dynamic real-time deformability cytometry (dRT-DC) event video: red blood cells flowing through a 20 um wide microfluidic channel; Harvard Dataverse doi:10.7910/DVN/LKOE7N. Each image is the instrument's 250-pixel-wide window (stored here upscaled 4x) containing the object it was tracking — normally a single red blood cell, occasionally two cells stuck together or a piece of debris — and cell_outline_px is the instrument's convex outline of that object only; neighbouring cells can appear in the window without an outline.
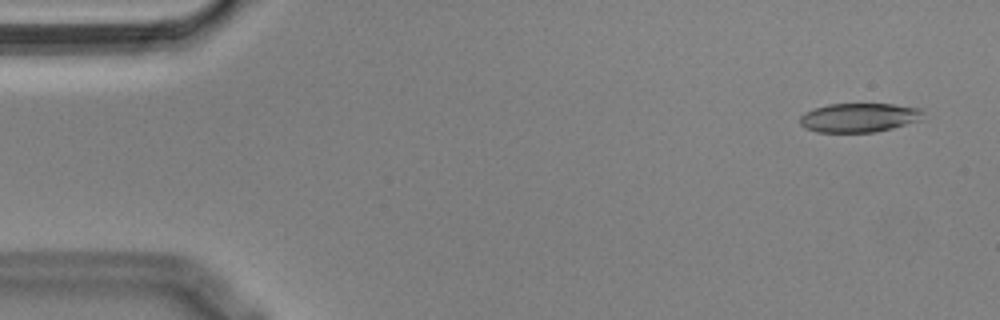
{"species": "Egyptian fruit bat (a non-hibernating species)", "species_latin": "Rousettus aegyptiacus", "temperature_condition": "cold", "stored_images_in_passage": 54, "camera_frame_rate_fps": 3000, "um_per_image_px": 0.085, "animal": {"sex": "male"}, "frame": {"image": 1, "passage_image": 3, "time_ms": 0.667, "image_size_px": [1000, 320], "cell_outline_px": [[924, 112], [920, 120], [892, 128], [876, 132], [816, 132], [804, 128], [800, 124], [800, 116], [804, 112], [828, 104], [892, 104], [920, 108]], "centroid_in_image_um": [73.0, 10.0], "position_along_channel_um": 12.0, "area_um2": 20.87}}
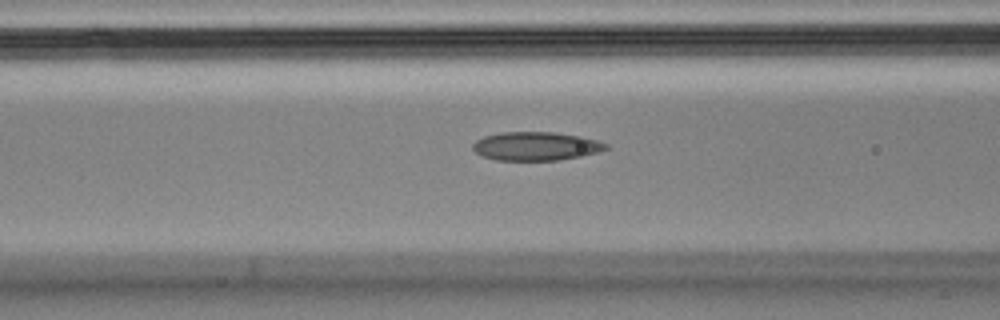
{"frame": {"image": 2, "passage_image": 21, "time_ms": 6.667, "image_size_px": [1000, 320], "cell_outline_px": [[608, 148], [596, 152], [580, 156], [556, 160], [496, 160], [484, 156], [476, 152], [472, 148], [472, 144], [476, 140], [484, 136], [500, 132], [552, 132], [580, 136], [596, 140], [608, 144]], "centroid_in_image_um": [45.52, 12.42], "position_along_channel_um": 121.1, "area_um2": 21.96}}
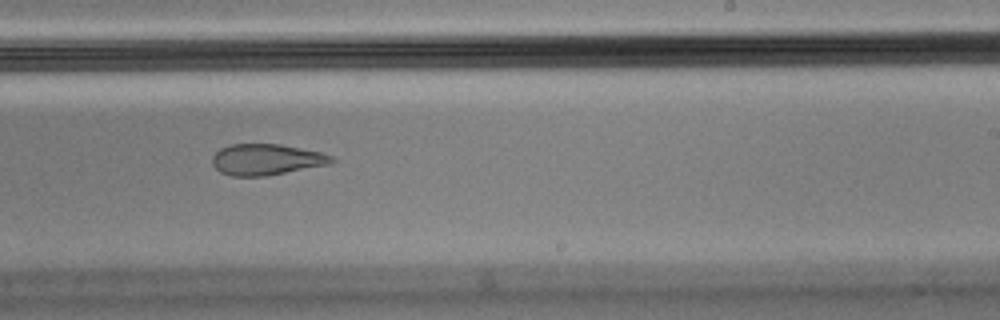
{"frame": {"image": 3, "passage_image": 33, "time_ms": 10.667, "image_size_px": [1000, 320], "cell_outline_px": [[336, 160], [328, 164], [264, 176], [232, 176], [220, 172], [212, 164], [212, 156], [220, 148], [232, 144], [280, 144], [320, 152], [332, 156]], "centroid_in_image_um": [22.6, 13.55], "position_along_channel_um": 266.4, "area_um2": 21.39}, "authors_computed_cell_mechanics": {"area_um2": 22.542, "velocity_mm_per_s": 3.6338, "shape_relaxation_time_tau1_ms": null, "shape_relaxation_time_tau2_ms": 3.8166, "deformation_change_tau1": null, "deformation_change_tau2": 0.1204}}